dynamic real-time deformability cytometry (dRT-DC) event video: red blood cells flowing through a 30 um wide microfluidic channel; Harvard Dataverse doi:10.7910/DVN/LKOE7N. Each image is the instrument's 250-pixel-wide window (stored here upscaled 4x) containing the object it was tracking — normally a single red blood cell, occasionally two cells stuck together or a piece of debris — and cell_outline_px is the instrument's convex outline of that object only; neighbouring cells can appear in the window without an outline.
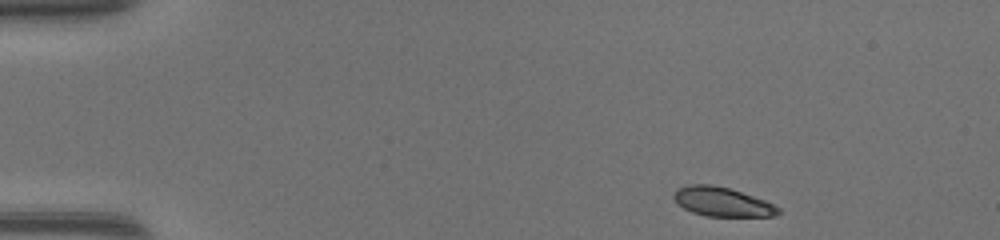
{"species": "common noctule bat (a hibernating species)", "species_latin": "Nyctalus noctula", "temperature_condition": "warm", "stored_images_in_passage": 43, "camera_frame_rate_fps": 3000, "um_per_image_px": 0.085, "animal": {"sex": "female", "body_mass_g": 17.0, "forearm_length_mm": 48.0}, "frame": {"image": 1, "passage_image": 1, "time_ms": 0.0, "image_size_px": [1000, 240], "cell_outline_px": [[780, 212], [776, 216], [704, 216], [692, 212], [684, 208], [672, 196], [676, 188], [688, 184], [712, 184], [728, 188], [764, 200], [780, 208]], "centroid_in_image_um": [61.36, 17.15], "position_along_channel_um": 23.6, "area_um2": 17.63}}
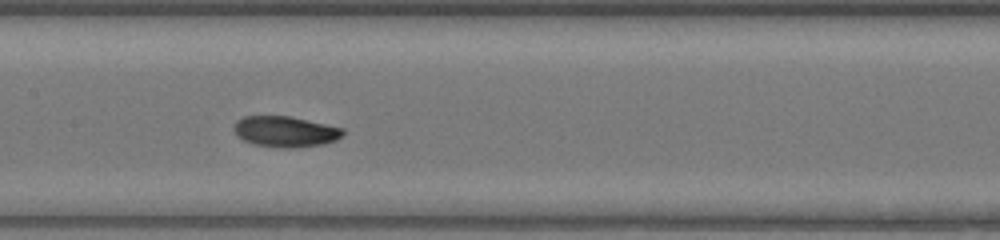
{"frame": {"image": 2, "passage_image": 19, "time_ms": 6.0, "image_size_px": [1000, 240], "cell_outline_px": [[344, 132], [336, 140], [324, 144], [292, 148], [280, 148], [252, 144], [236, 136], [236, 120], [244, 116], [288, 116], [344, 128]], "centroid_in_image_um": [24.25, 11.19], "position_along_channel_um": 183.2, "area_um2": 19.42}}
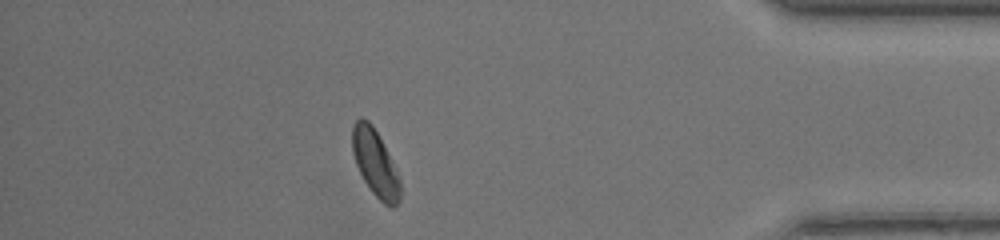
{"frame": {"image": 3, "passage_image": 37, "time_ms": 12.0, "image_size_px": [1000, 240], "cell_outline_px": [[400, 200], [396, 208], [392, 208], [384, 204], [372, 192], [364, 180], [356, 164], [352, 152], [352, 128], [356, 120], [360, 116], [368, 120], [372, 124], [396, 168], [400, 180]], "centroid_in_image_um": [31.9, 13.88], "position_along_channel_um": 403.3, "area_um2": 18.55}, "authors_computed_cell_mechanics": {"area_um2": 18.9006, "velocity_mm_per_s": 4.3081, "shape_relaxation_time_tau1_ms": 2.2518, "shape_relaxation_time_tau2_ms": 2.7813, "deformation_change_tau1": 0.139, "deformation_change_tau2": 0.0612}}